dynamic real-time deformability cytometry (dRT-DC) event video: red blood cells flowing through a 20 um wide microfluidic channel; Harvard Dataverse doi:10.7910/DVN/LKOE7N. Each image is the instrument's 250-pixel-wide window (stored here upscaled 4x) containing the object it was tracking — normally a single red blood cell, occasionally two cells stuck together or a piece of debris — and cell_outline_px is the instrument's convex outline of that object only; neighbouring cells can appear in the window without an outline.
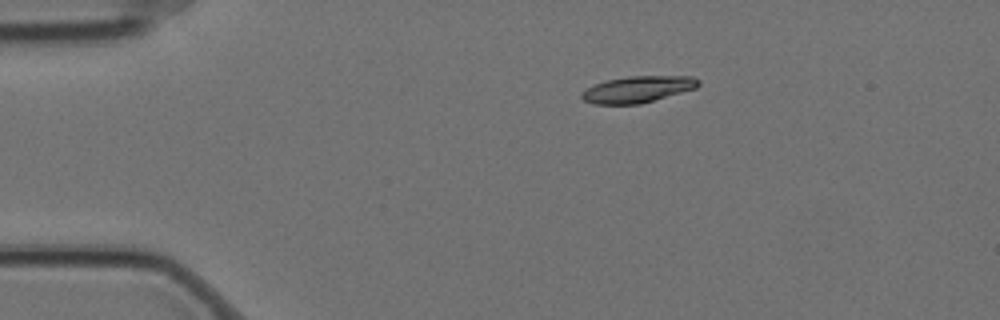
{"species": "Egyptian fruit bat (a non-hibernating species)", "species_latin": "Rousettus aegyptiacus", "temperature_condition": "cold", "stored_images_in_passage": 5, "camera_frame_rate_fps": 3000, "um_per_image_px": 0.085, "animal": {"sex": "female"}, "frame": {"image": 1, "passage_image": 2, "time_ms": 0.333, "image_size_px": [1000, 320], "cell_outline_px": [[700, 84], [696, 88], [640, 104], [592, 104], [584, 100], [580, 96], [580, 92], [596, 84], [608, 80], [628, 76], [692, 76], [700, 80]], "centroid_in_image_um": [54.21, 7.59], "position_along_channel_um": 30.8, "area_um2": 17.92}}
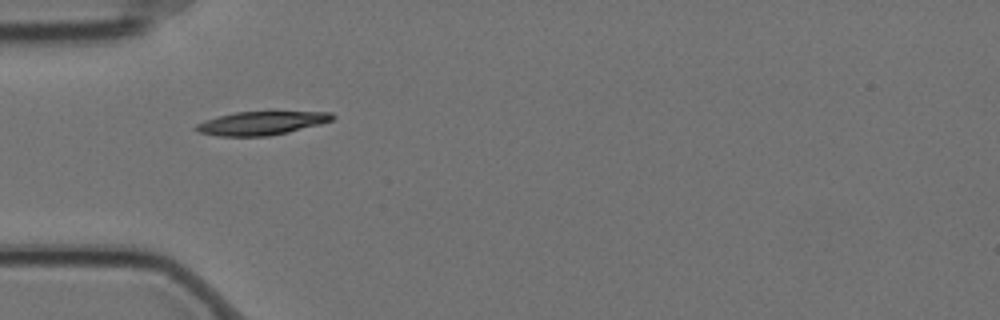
{"frame": {"image": 2, "passage_image": 4, "time_ms": 1.0, "image_size_px": [1000, 320], "cell_outline_px": [[336, 116], [332, 120], [320, 124], [288, 132], [268, 136], [220, 136], [200, 132], [192, 128], [196, 124], [204, 120], [236, 112], [332, 112]], "centroid_in_image_um": [22.22, 10.47], "position_along_channel_um": 62.8, "area_um2": 18.5}}
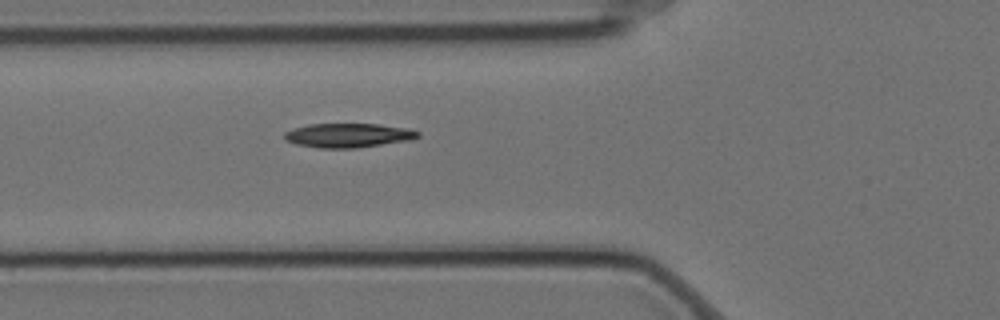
{"frame": {"image": 3, "passage_image": 5, "time_ms": 1.333, "image_size_px": [1000, 320], "cell_outline_px": [[420, 136], [412, 140], [356, 148], [320, 148], [296, 144], [284, 140], [284, 132], [292, 128], [308, 124], [376, 124], [408, 128], [420, 132]], "centroid_in_image_um": [29.59, 11.5], "position_along_channel_um": 96.2, "area_um2": 18.96}}